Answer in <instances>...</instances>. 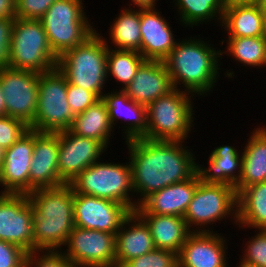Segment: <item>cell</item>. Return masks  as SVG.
Here are the masks:
<instances>
[{"label": "cell", "mask_w": 266, "mask_h": 267, "mask_svg": "<svg viewBox=\"0 0 266 267\" xmlns=\"http://www.w3.org/2000/svg\"><path fill=\"white\" fill-rule=\"evenodd\" d=\"M218 234L192 232L178 253V267H228V243Z\"/></svg>", "instance_id": "cell-18"}, {"label": "cell", "mask_w": 266, "mask_h": 267, "mask_svg": "<svg viewBox=\"0 0 266 267\" xmlns=\"http://www.w3.org/2000/svg\"><path fill=\"white\" fill-rule=\"evenodd\" d=\"M106 149L95 139L77 136L70 130L59 132L58 173L60 178L66 184H70L84 169L101 160Z\"/></svg>", "instance_id": "cell-15"}, {"label": "cell", "mask_w": 266, "mask_h": 267, "mask_svg": "<svg viewBox=\"0 0 266 267\" xmlns=\"http://www.w3.org/2000/svg\"><path fill=\"white\" fill-rule=\"evenodd\" d=\"M173 2L178 9L180 23L182 22L186 27L193 28L214 19L222 22L224 0H173Z\"/></svg>", "instance_id": "cell-31"}, {"label": "cell", "mask_w": 266, "mask_h": 267, "mask_svg": "<svg viewBox=\"0 0 266 267\" xmlns=\"http://www.w3.org/2000/svg\"><path fill=\"white\" fill-rule=\"evenodd\" d=\"M189 39V40H188ZM178 40L171 53L163 60L174 88L184 87L191 94L207 95L213 91L219 77L221 49L213 48L200 38ZM181 41V42H180ZM212 45V47H211ZM218 75V76H217ZM184 85V86H183Z\"/></svg>", "instance_id": "cell-3"}, {"label": "cell", "mask_w": 266, "mask_h": 267, "mask_svg": "<svg viewBox=\"0 0 266 267\" xmlns=\"http://www.w3.org/2000/svg\"><path fill=\"white\" fill-rule=\"evenodd\" d=\"M128 147L134 194L138 206L150 195L196 174V158L184 141L132 139ZM195 160V161H194Z\"/></svg>", "instance_id": "cell-1"}, {"label": "cell", "mask_w": 266, "mask_h": 267, "mask_svg": "<svg viewBox=\"0 0 266 267\" xmlns=\"http://www.w3.org/2000/svg\"><path fill=\"white\" fill-rule=\"evenodd\" d=\"M228 55L243 65L266 66V36L227 38Z\"/></svg>", "instance_id": "cell-32"}, {"label": "cell", "mask_w": 266, "mask_h": 267, "mask_svg": "<svg viewBox=\"0 0 266 267\" xmlns=\"http://www.w3.org/2000/svg\"><path fill=\"white\" fill-rule=\"evenodd\" d=\"M95 31L81 45L64 52L57 68L68 83L93 92L99 99L103 96L107 77L108 46L105 38Z\"/></svg>", "instance_id": "cell-4"}, {"label": "cell", "mask_w": 266, "mask_h": 267, "mask_svg": "<svg viewBox=\"0 0 266 267\" xmlns=\"http://www.w3.org/2000/svg\"><path fill=\"white\" fill-rule=\"evenodd\" d=\"M174 89L171 76L163 61L145 60L133 80L122 90L138 104L150 103Z\"/></svg>", "instance_id": "cell-20"}, {"label": "cell", "mask_w": 266, "mask_h": 267, "mask_svg": "<svg viewBox=\"0 0 266 267\" xmlns=\"http://www.w3.org/2000/svg\"><path fill=\"white\" fill-rule=\"evenodd\" d=\"M33 206L34 251H60L74 228V191L70 184L27 194Z\"/></svg>", "instance_id": "cell-2"}, {"label": "cell", "mask_w": 266, "mask_h": 267, "mask_svg": "<svg viewBox=\"0 0 266 267\" xmlns=\"http://www.w3.org/2000/svg\"><path fill=\"white\" fill-rule=\"evenodd\" d=\"M121 267H178V253L166 249H154L130 259Z\"/></svg>", "instance_id": "cell-34"}, {"label": "cell", "mask_w": 266, "mask_h": 267, "mask_svg": "<svg viewBox=\"0 0 266 267\" xmlns=\"http://www.w3.org/2000/svg\"><path fill=\"white\" fill-rule=\"evenodd\" d=\"M154 249L148 225L135 211H132L116 233L115 267H121L130 259L142 256Z\"/></svg>", "instance_id": "cell-21"}, {"label": "cell", "mask_w": 266, "mask_h": 267, "mask_svg": "<svg viewBox=\"0 0 266 267\" xmlns=\"http://www.w3.org/2000/svg\"><path fill=\"white\" fill-rule=\"evenodd\" d=\"M241 175L234 186L238 194L242 189L266 181V127L254 129L243 149Z\"/></svg>", "instance_id": "cell-26"}, {"label": "cell", "mask_w": 266, "mask_h": 267, "mask_svg": "<svg viewBox=\"0 0 266 267\" xmlns=\"http://www.w3.org/2000/svg\"><path fill=\"white\" fill-rule=\"evenodd\" d=\"M67 84L57 67L39 74L36 114L29 129L44 133L70 130L75 115L67 101Z\"/></svg>", "instance_id": "cell-9"}, {"label": "cell", "mask_w": 266, "mask_h": 267, "mask_svg": "<svg viewBox=\"0 0 266 267\" xmlns=\"http://www.w3.org/2000/svg\"><path fill=\"white\" fill-rule=\"evenodd\" d=\"M113 128L107 106L100 98L85 111L75 115L70 131L77 136L100 141L108 148Z\"/></svg>", "instance_id": "cell-28"}, {"label": "cell", "mask_w": 266, "mask_h": 267, "mask_svg": "<svg viewBox=\"0 0 266 267\" xmlns=\"http://www.w3.org/2000/svg\"><path fill=\"white\" fill-rule=\"evenodd\" d=\"M59 132L34 131V148L29 172V193L66 184L58 173Z\"/></svg>", "instance_id": "cell-16"}, {"label": "cell", "mask_w": 266, "mask_h": 267, "mask_svg": "<svg viewBox=\"0 0 266 267\" xmlns=\"http://www.w3.org/2000/svg\"><path fill=\"white\" fill-rule=\"evenodd\" d=\"M199 181L196 173L186 181L174 183L153 193L140 206L148 214L184 217Z\"/></svg>", "instance_id": "cell-22"}, {"label": "cell", "mask_w": 266, "mask_h": 267, "mask_svg": "<svg viewBox=\"0 0 266 267\" xmlns=\"http://www.w3.org/2000/svg\"><path fill=\"white\" fill-rule=\"evenodd\" d=\"M160 13L156 8L140 9V54L145 60L163 61L177 43L169 22Z\"/></svg>", "instance_id": "cell-19"}, {"label": "cell", "mask_w": 266, "mask_h": 267, "mask_svg": "<svg viewBox=\"0 0 266 267\" xmlns=\"http://www.w3.org/2000/svg\"><path fill=\"white\" fill-rule=\"evenodd\" d=\"M6 115L31 126L35 119L39 74L11 67L0 68Z\"/></svg>", "instance_id": "cell-12"}, {"label": "cell", "mask_w": 266, "mask_h": 267, "mask_svg": "<svg viewBox=\"0 0 266 267\" xmlns=\"http://www.w3.org/2000/svg\"><path fill=\"white\" fill-rule=\"evenodd\" d=\"M82 0H56L40 19L53 53L81 45L96 30L89 23Z\"/></svg>", "instance_id": "cell-8"}, {"label": "cell", "mask_w": 266, "mask_h": 267, "mask_svg": "<svg viewBox=\"0 0 266 267\" xmlns=\"http://www.w3.org/2000/svg\"><path fill=\"white\" fill-rule=\"evenodd\" d=\"M135 212L148 225L155 249H166L179 253L187 237L192 233L183 217L148 214L140 205Z\"/></svg>", "instance_id": "cell-24"}, {"label": "cell", "mask_w": 266, "mask_h": 267, "mask_svg": "<svg viewBox=\"0 0 266 267\" xmlns=\"http://www.w3.org/2000/svg\"><path fill=\"white\" fill-rule=\"evenodd\" d=\"M259 231V232H258ZM242 260L257 267H266V230L257 229L256 235L246 243Z\"/></svg>", "instance_id": "cell-37"}, {"label": "cell", "mask_w": 266, "mask_h": 267, "mask_svg": "<svg viewBox=\"0 0 266 267\" xmlns=\"http://www.w3.org/2000/svg\"><path fill=\"white\" fill-rule=\"evenodd\" d=\"M33 214L27 194L0 193V240L34 251Z\"/></svg>", "instance_id": "cell-13"}, {"label": "cell", "mask_w": 266, "mask_h": 267, "mask_svg": "<svg viewBox=\"0 0 266 267\" xmlns=\"http://www.w3.org/2000/svg\"><path fill=\"white\" fill-rule=\"evenodd\" d=\"M28 130L29 126L23 121L7 115L0 116V146L8 149Z\"/></svg>", "instance_id": "cell-36"}, {"label": "cell", "mask_w": 266, "mask_h": 267, "mask_svg": "<svg viewBox=\"0 0 266 267\" xmlns=\"http://www.w3.org/2000/svg\"><path fill=\"white\" fill-rule=\"evenodd\" d=\"M237 208V193L233 186L199 181L183 218L191 232H215L207 225L230 216L237 224Z\"/></svg>", "instance_id": "cell-10"}, {"label": "cell", "mask_w": 266, "mask_h": 267, "mask_svg": "<svg viewBox=\"0 0 266 267\" xmlns=\"http://www.w3.org/2000/svg\"><path fill=\"white\" fill-rule=\"evenodd\" d=\"M107 106L112 126H115L119 118L127 121L123 129L125 141L144 138L147 131L146 106L141 105L129 98L123 91H111L104 93L101 98ZM126 119V120H125Z\"/></svg>", "instance_id": "cell-23"}, {"label": "cell", "mask_w": 266, "mask_h": 267, "mask_svg": "<svg viewBox=\"0 0 266 267\" xmlns=\"http://www.w3.org/2000/svg\"><path fill=\"white\" fill-rule=\"evenodd\" d=\"M256 5L260 9V11L264 14L266 18V0H257Z\"/></svg>", "instance_id": "cell-46"}, {"label": "cell", "mask_w": 266, "mask_h": 267, "mask_svg": "<svg viewBox=\"0 0 266 267\" xmlns=\"http://www.w3.org/2000/svg\"><path fill=\"white\" fill-rule=\"evenodd\" d=\"M174 88L146 107L147 131L145 139L184 141L193 127V102L195 95ZM191 95V96H188Z\"/></svg>", "instance_id": "cell-5"}, {"label": "cell", "mask_w": 266, "mask_h": 267, "mask_svg": "<svg viewBox=\"0 0 266 267\" xmlns=\"http://www.w3.org/2000/svg\"><path fill=\"white\" fill-rule=\"evenodd\" d=\"M99 98L82 87L67 84V101L74 115L80 114L97 102Z\"/></svg>", "instance_id": "cell-39"}, {"label": "cell", "mask_w": 266, "mask_h": 267, "mask_svg": "<svg viewBox=\"0 0 266 267\" xmlns=\"http://www.w3.org/2000/svg\"><path fill=\"white\" fill-rule=\"evenodd\" d=\"M5 150L3 147L0 146V168L3 165L5 159Z\"/></svg>", "instance_id": "cell-47"}, {"label": "cell", "mask_w": 266, "mask_h": 267, "mask_svg": "<svg viewBox=\"0 0 266 267\" xmlns=\"http://www.w3.org/2000/svg\"><path fill=\"white\" fill-rule=\"evenodd\" d=\"M240 263H239V265H238V267H257L255 264H250V263H248V262H245L244 260H242L241 258H240Z\"/></svg>", "instance_id": "cell-48"}, {"label": "cell", "mask_w": 266, "mask_h": 267, "mask_svg": "<svg viewBox=\"0 0 266 267\" xmlns=\"http://www.w3.org/2000/svg\"><path fill=\"white\" fill-rule=\"evenodd\" d=\"M110 25L109 37L115 50L137 51L140 53V9L123 8Z\"/></svg>", "instance_id": "cell-30"}, {"label": "cell", "mask_w": 266, "mask_h": 267, "mask_svg": "<svg viewBox=\"0 0 266 267\" xmlns=\"http://www.w3.org/2000/svg\"><path fill=\"white\" fill-rule=\"evenodd\" d=\"M208 168L197 163L199 180L206 183L235 186L241 175L242 154L233 146L222 145L211 151ZM202 166V167H201Z\"/></svg>", "instance_id": "cell-25"}, {"label": "cell", "mask_w": 266, "mask_h": 267, "mask_svg": "<svg viewBox=\"0 0 266 267\" xmlns=\"http://www.w3.org/2000/svg\"><path fill=\"white\" fill-rule=\"evenodd\" d=\"M220 25L228 38L266 36V18L256 4L225 6Z\"/></svg>", "instance_id": "cell-27"}, {"label": "cell", "mask_w": 266, "mask_h": 267, "mask_svg": "<svg viewBox=\"0 0 266 267\" xmlns=\"http://www.w3.org/2000/svg\"><path fill=\"white\" fill-rule=\"evenodd\" d=\"M25 267H74V266L61 251L35 250L27 253Z\"/></svg>", "instance_id": "cell-35"}, {"label": "cell", "mask_w": 266, "mask_h": 267, "mask_svg": "<svg viewBox=\"0 0 266 267\" xmlns=\"http://www.w3.org/2000/svg\"><path fill=\"white\" fill-rule=\"evenodd\" d=\"M74 226L83 229L117 233L131 211L108 199L74 192Z\"/></svg>", "instance_id": "cell-14"}, {"label": "cell", "mask_w": 266, "mask_h": 267, "mask_svg": "<svg viewBox=\"0 0 266 267\" xmlns=\"http://www.w3.org/2000/svg\"><path fill=\"white\" fill-rule=\"evenodd\" d=\"M116 233L74 226L62 253L74 267H115Z\"/></svg>", "instance_id": "cell-11"}, {"label": "cell", "mask_w": 266, "mask_h": 267, "mask_svg": "<svg viewBox=\"0 0 266 267\" xmlns=\"http://www.w3.org/2000/svg\"><path fill=\"white\" fill-rule=\"evenodd\" d=\"M134 4V7L136 6L139 9H146V8H155L156 1L158 0H131Z\"/></svg>", "instance_id": "cell-43"}, {"label": "cell", "mask_w": 266, "mask_h": 267, "mask_svg": "<svg viewBox=\"0 0 266 267\" xmlns=\"http://www.w3.org/2000/svg\"><path fill=\"white\" fill-rule=\"evenodd\" d=\"M56 0H16V18L40 20Z\"/></svg>", "instance_id": "cell-38"}, {"label": "cell", "mask_w": 266, "mask_h": 267, "mask_svg": "<svg viewBox=\"0 0 266 267\" xmlns=\"http://www.w3.org/2000/svg\"><path fill=\"white\" fill-rule=\"evenodd\" d=\"M26 256L19 246L0 240V267H25Z\"/></svg>", "instance_id": "cell-40"}, {"label": "cell", "mask_w": 266, "mask_h": 267, "mask_svg": "<svg viewBox=\"0 0 266 267\" xmlns=\"http://www.w3.org/2000/svg\"><path fill=\"white\" fill-rule=\"evenodd\" d=\"M57 62L42 22L15 18L8 67L41 74L57 67Z\"/></svg>", "instance_id": "cell-7"}, {"label": "cell", "mask_w": 266, "mask_h": 267, "mask_svg": "<svg viewBox=\"0 0 266 267\" xmlns=\"http://www.w3.org/2000/svg\"><path fill=\"white\" fill-rule=\"evenodd\" d=\"M14 19L0 18V68L8 67Z\"/></svg>", "instance_id": "cell-41"}, {"label": "cell", "mask_w": 266, "mask_h": 267, "mask_svg": "<svg viewBox=\"0 0 266 267\" xmlns=\"http://www.w3.org/2000/svg\"><path fill=\"white\" fill-rule=\"evenodd\" d=\"M257 0H224L225 6L234 4H256Z\"/></svg>", "instance_id": "cell-44"}, {"label": "cell", "mask_w": 266, "mask_h": 267, "mask_svg": "<svg viewBox=\"0 0 266 267\" xmlns=\"http://www.w3.org/2000/svg\"><path fill=\"white\" fill-rule=\"evenodd\" d=\"M239 227L266 230V181L253 184L237 194Z\"/></svg>", "instance_id": "cell-29"}, {"label": "cell", "mask_w": 266, "mask_h": 267, "mask_svg": "<svg viewBox=\"0 0 266 267\" xmlns=\"http://www.w3.org/2000/svg\"><path fill=\"white\" fill-rule=\"evenodd\" d=\"M34 148V130L29 129L5 150L0 168V193L28 194L29 172Z\"/></svg>", "instance_id": "cell-17"}, {"label": "cell", "mask_w": 266, "mask_h": 267, "mask_svg": "<svg viewBox=\"0 0 266 267\" xmlns=\"http://www.w3.org/2000/svg\"><path fill=\"white\" fill-rule=\"evenodd\" d=\"M3 97H4V95H3L2 86H1V79H0V116L6 115V103H5V99Z\"/></svg>", "instance_id": "cell-45"}, {"label": "cell", "mask_w": 266, "mask_h": 267, "mask_svg": "<svg viewBox=\"0 0 266 267\" xmlns=\"http://www.w3.org/2000/svg\"><path fill=\"white\" fill-rule=\"evenodd\" d=\"M16 0H0V18L15 19Z\"/></svg>", "instance_id": "cell-42"}, {"label": "cell", "mask_w": 266, "mask_h": 267, "mask_svg": "<svg viewBox=\"0 0 266 267\" xmlns=\"http://www.w3.org/2000/svg\"><path fill=\"white\" fill-rule=\"evenodd\" d=\"M108 46L107 53V75L113 76L125 88L134 78L140 65L145 61L137 51L114 50Z\"/></svg>", "instance_id": "cell-33"}, {"label": "cell", "mask_w": 266, "mask_h": 267, "mask_svg": "<svg viewBox=\"0 0 266 267\" xmlns=\"http://www.w3.org/2000/svg\"><path fill=\"white\" fill-rule=\"evenodd\" d=\"M70 185L75 193L121 203L131 212L138 207L137 202L132 199L134 190L130 161L116 164L99 160L84 169Z\"/></svg>", "instance_id": "cell-6"}]
</instances>
